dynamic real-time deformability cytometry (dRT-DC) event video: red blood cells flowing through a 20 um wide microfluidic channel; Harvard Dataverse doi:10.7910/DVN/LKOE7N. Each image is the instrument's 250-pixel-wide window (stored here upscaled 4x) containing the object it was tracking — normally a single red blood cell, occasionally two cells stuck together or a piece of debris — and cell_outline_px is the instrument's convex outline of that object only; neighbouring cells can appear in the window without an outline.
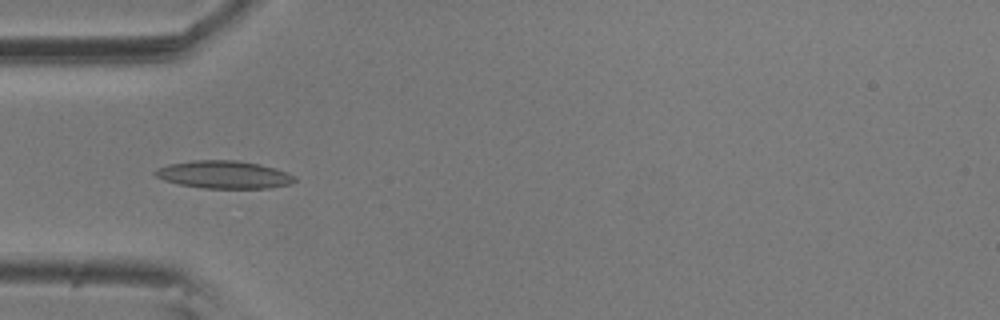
{"species": "common noctule bat (a hibernating species)", "species_latin": "Nyctalus noctula", "temperature_condition": "room temperature", "stored_images_in_passage": 4, "camera_frame_rate_fps": 3000, "um_per_image_px": 0.085, "animal": {"sex": "male", "body_mass_g": 20.5, "forearm_length_mm": 52.5}, "frame": {"image": 1, "passage_image": 1, "time_ms": 0.0, "image_size_px": [1000, 320], "cell_outline_px": [[296, 180], [292, 184], [272, 188], [204, 188], [180, 184], [164, 180], [156, 176], [152, 172], [156, 168], [168, 164], [192, 160], [236, 160], [260, 164], [276, 168], [288, 172], [296, 176]], "centroid_in_image_um": [19.07, 14.84], "position_along_channel_um": 65.9, "area_um2": 22.77}}
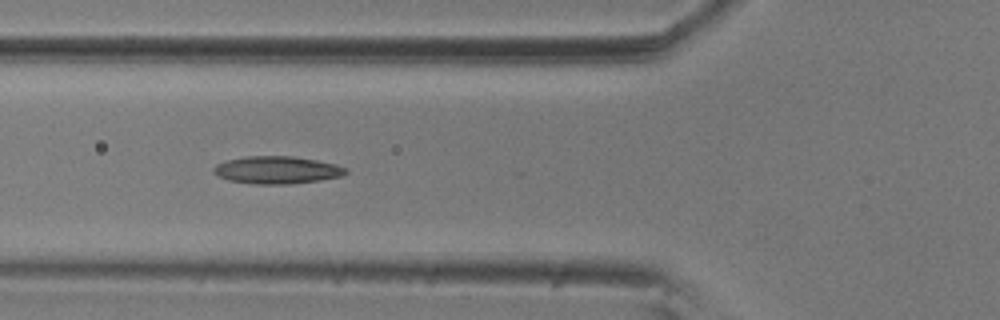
{"frame": {"image": 2, "passage_image": 2, "time_ms": 0.333, "image_size_px": [1000, 320], "cell_outline_px": [[348, 172], [340, 176], [320, 180], [288, 184], [256, 184], [228, 180], [212, 172], [212, 168], [216, 164], [228, 160], [244, 156], [292, 156], [316, 160], [336, 164], [348, 168]], "centroid_in_image_um": [23.54, 14.44], "position_along_channel_um": 102.3, "area_um2": 21.15}}
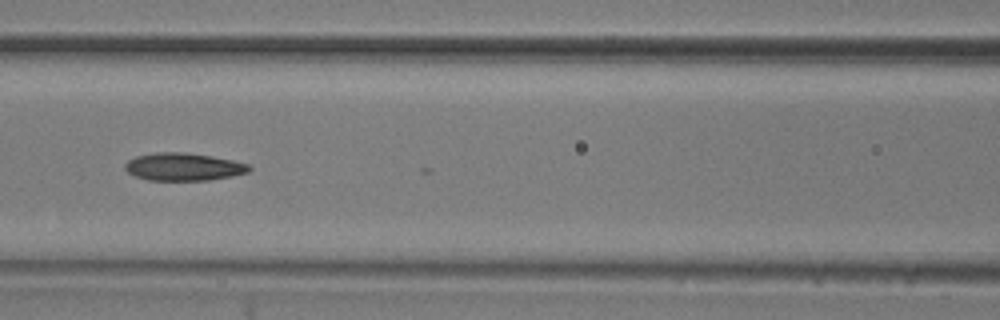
{"frame": {"image": 3, "passage_image": 3, "time_ms": 0.667, "image_size_px": [1000, 320], "cell_outline_px": [[252, 168], [248, 172], [232, 176], [208, 180], [148, 180], [136, 176], [128, 172], [124, 168], [124, 164], [128, 160], [136, 156], [156, 152], [184, 152], [212, 156], [232, 160], [248, 164]], "centroid_in_image_um": [15.59, 14.17], "position_along_channel_um": 151.0, "area_um2": 20.0}}